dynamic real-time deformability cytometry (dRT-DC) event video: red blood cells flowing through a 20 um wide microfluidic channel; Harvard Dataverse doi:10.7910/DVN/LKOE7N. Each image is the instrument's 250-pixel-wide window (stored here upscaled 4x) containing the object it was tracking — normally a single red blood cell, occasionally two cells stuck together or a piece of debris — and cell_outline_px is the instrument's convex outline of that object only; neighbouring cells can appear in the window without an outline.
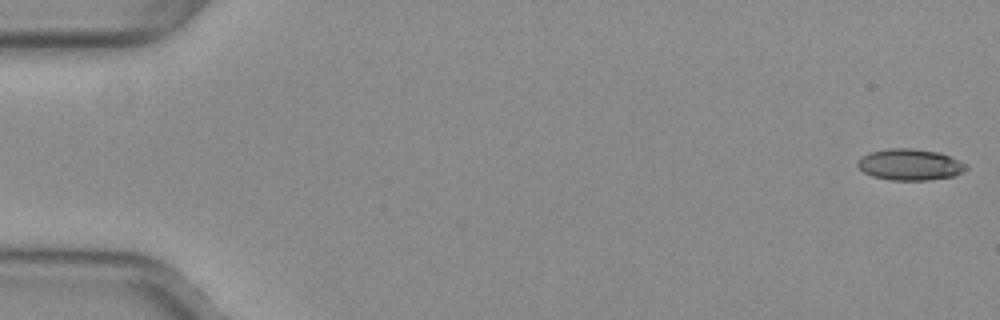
{"species": "common noctule bat (a hibernating species)", "species_latin": "Nyctalus noctula", "temperature_condition": "warm", "stored_images_in_passage": 52, "camera_frame_rate_fps": 3000, "um_per_image_px": 0.085, "animal": {"sex": "female", "body_mass_g": 29.2, "forearm_length_mm": 56.3}, "frame": {"image": 1, "passage_image": 1, "time_ms": 0.0, "image_size_px": [1000, 320], "cell_outline_px": [[968, 168], [964, 172], [956, 176], [928, 180], [888, 180], [872, 176], [864, 172], [856, 164], [860, 156], [868, 152], [888, 148], [912, 148], [940, 152], [964, 164]], "centroid_in_image_um": [77.31, 13.99], "position_along_channel_um": 7.7, "area_um2": 19.94}}
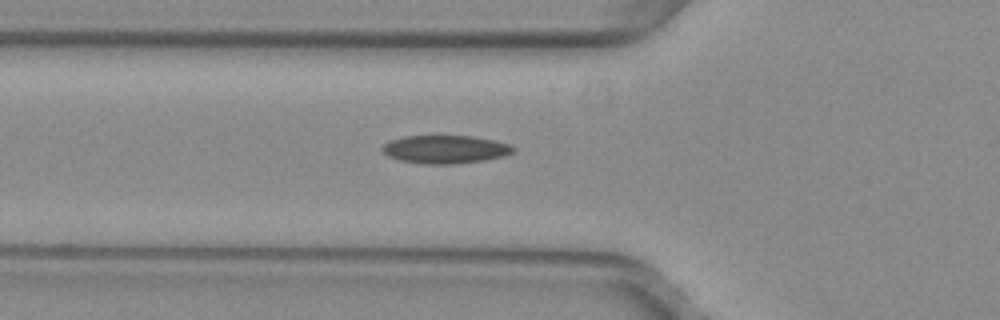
{"frame": {"image": 2, "passage_image": 19, "time_ms": 6.0, "image_size_px": [1000, 320], "cell_outline_px": [[516, 148], [512, 152], [504, 156], [484, 160], [452, 164], [424, 164], [400, 160], [388, 156], [380, 148], [384, 144], [392, 140], [404, 136], [472, 136], [512, 144]], "centroid_in_image_um": [37.86, 12.69], "position_along_channel_um": 87.9, "area_um2": 21.39}}
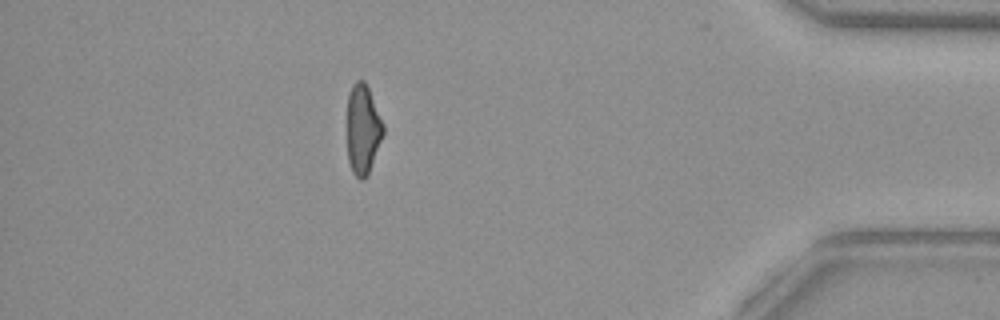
{"frame": {"image": 3, "passage_image": 46, "time_ms": 15.0, "image_size_px": [1000, 320], "cell_outline_px": [[384, 132], [368, 172], [364, 180], [360, 180], [352, 172], [348, 160], [348, 92], [352, 84], [356, 80], [364, 80], [368, 88], [384, 124]], "centroid_in_image_um": [30.83, 10.96], "position_along_channel_um": 404.4, "area_um2": 18.61}, "authors_computed_cell_mechanics": {"area_um2": 20.3167, "velocity_mm_per_s": 4.0226, "shape_relaxation_time_tau1_ms": null, "shape_relaxation_time_tau2_ms": 3.0542, "deformation_change_tau1": null, "deformation_change_tau2": 0.1091}}